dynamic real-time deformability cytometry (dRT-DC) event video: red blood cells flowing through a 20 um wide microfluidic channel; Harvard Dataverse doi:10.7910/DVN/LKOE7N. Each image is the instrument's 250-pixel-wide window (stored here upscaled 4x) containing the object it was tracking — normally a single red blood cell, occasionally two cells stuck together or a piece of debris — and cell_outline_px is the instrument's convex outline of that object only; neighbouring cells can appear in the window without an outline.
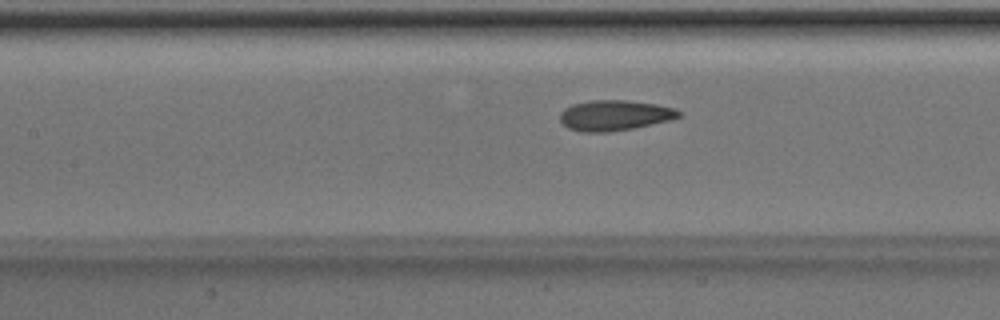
{"species": "Egyptian fruit bat (a non-hibernating species)", "species_latin": "Rousettus aegyptiacus", "temperature_condition": "room temperature", "stored_images_in_passage": 48, "camera_frame_rate_fps": 3000, "um_per_image_px": 0.085, "animal": {"sex": "male"}, "frame": {"image": 1, "passage_image": 20, "time_ms": 6.333, "image_size_px": [1000, 320], "cell_outline_px": [[680, 116], [672, 120], [632, 128], [608, 132], [580, 132], [568, 128], [560, 120], [560, 112], [564, 108], [572, 104], [592, 100], [628, 100], [656, 104], [676, 108], [680, 112]], "centroid_in_image_um": [52.24, 9.8], "position_along_channel_um": 155.2, "area_um2": 21.15}}
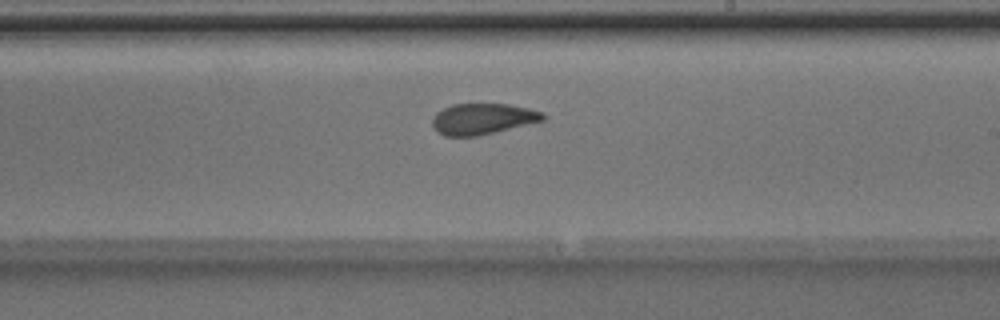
{"frame": {"image": 2, "passage_image": 27, "time_ms": 8.667, "image_size_px": [1000, 320], "cell_outline_px": [[544, 120], [476, 136], [444, 136], [436, 132], [432, 128], [432, 116], [436, 112], [452, 104], [508, 104], [528, 108], [544, 112]], "centroid_in_image_um": [40.96, 10.1], "position_along_channel_um": 248.0, "area_um2": 19.94}}
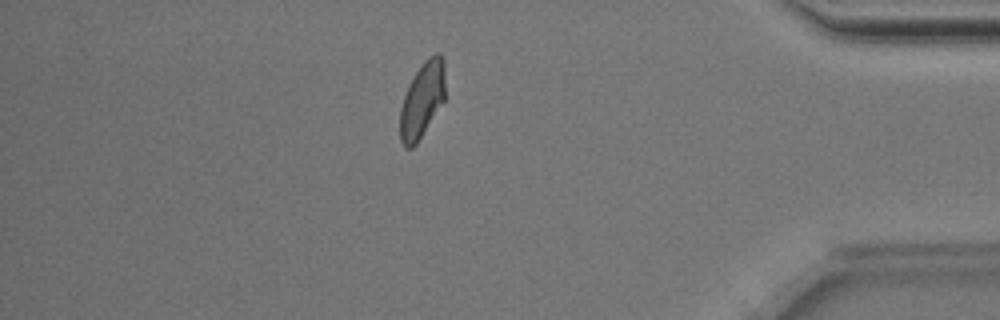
{"frame": {"image": 3, "passage_image": 41, "time_ms": 13.333, "image_size_px": [1000, 320], "cell_outline_px": [[444, 100], [416, 144], [412, 148], [404, 148], [400, 140], [400, 108], [408, 84], [424, 60], [428, 56], [436, 52], [440, 52], [444, 60]], "centroid_in_image_um": [35.87, 8.47], "position_along_channel_um": 399.3, "area_um2": 19.83}, "authors_computed_cell_mechanics": {"area_um2": 20.7213, "velocity_mm_per_s": 4.0033, "shape_relaxation_time_tau1_ms": 5.1802, "shape_relaxation_time_tau2_ms": 1.3024, "deformation_change_tau1": 0.1409, "deformation_change_tau2": 0.055}}